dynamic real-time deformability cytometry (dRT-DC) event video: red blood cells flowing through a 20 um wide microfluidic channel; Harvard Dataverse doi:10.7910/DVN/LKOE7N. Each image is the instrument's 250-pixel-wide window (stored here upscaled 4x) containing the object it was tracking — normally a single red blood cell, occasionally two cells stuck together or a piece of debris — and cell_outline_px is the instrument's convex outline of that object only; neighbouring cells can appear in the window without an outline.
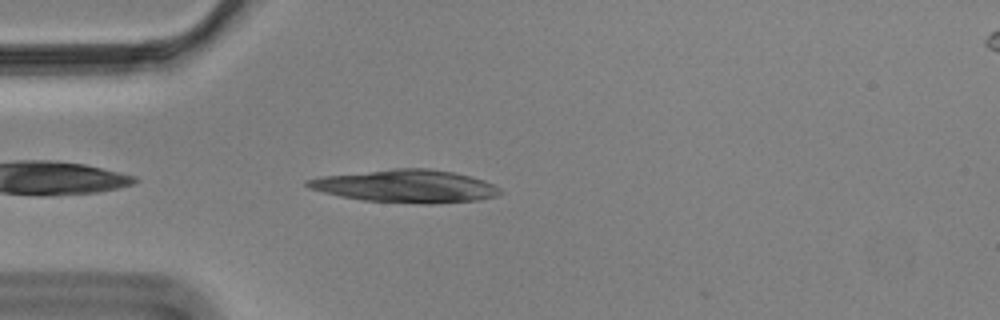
{"species": "Egyptian fruit bat (a non-hibernating species)", "species_latin": "Rousettus aegyptiacus", "temperature_condition": "cold", "stored_images_in_passage": 25, "camera_frame_rate_fps": 3000, "um_per_image_px": 0.085, "animal": {"sex": "male"}, "frame": {"image": 1, "passage_image": 3, "time_ms": 0.667, "image_size_px": [1000, 320], "cell_outline_px": [[504, 192], [496, 196], [480, 200], [432, 204], [420, 204], [364, 200], [340, 196], [308, 188], [304, 184], [304, 180], [320, 176], [392, 168], [428, 168], [452, 172], [472, 176], [484, 180], [500, 188]], "centroid_in_image_um": [34.5, 15.82], "position_along_channel_um": 50.5, "area_um2": 37.11}}